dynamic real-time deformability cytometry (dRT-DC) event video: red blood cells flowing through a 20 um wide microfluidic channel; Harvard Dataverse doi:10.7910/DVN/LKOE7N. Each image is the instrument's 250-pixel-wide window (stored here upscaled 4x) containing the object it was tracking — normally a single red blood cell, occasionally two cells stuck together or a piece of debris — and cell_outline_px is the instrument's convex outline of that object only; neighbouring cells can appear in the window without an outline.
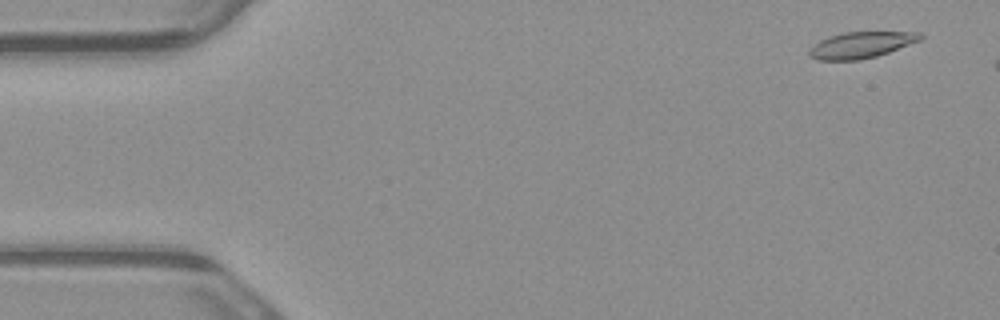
{"species": "common noctule bat (a hibernating species)", "species_latin": "Nyctalus noctula", "temperature_condition": "warm", "stored_images_in_passage": 6, "camera_frame_rate_fps": 3000, "um_per_image_px": 0.085, "animal": {"sex": "male", "body_mass_g": 23.1, "forearm_length_mm": 52.7}, "frame": {"image": 1, "passage_image": 1, "time_ms": 0.0, "image_size_px": [1000, 320], "cell_outline_px": [[924, 40], [876, 56], [860, 60], [816, 60], [808, 56], [808, 52], [812, 44], [828, 36], [844, 32], [920, 32], [924, 36]], "centroid_in_image_um": [73.2, 3.82], "position_along_channel_um": 11.8, "area_um2": 17.28}}
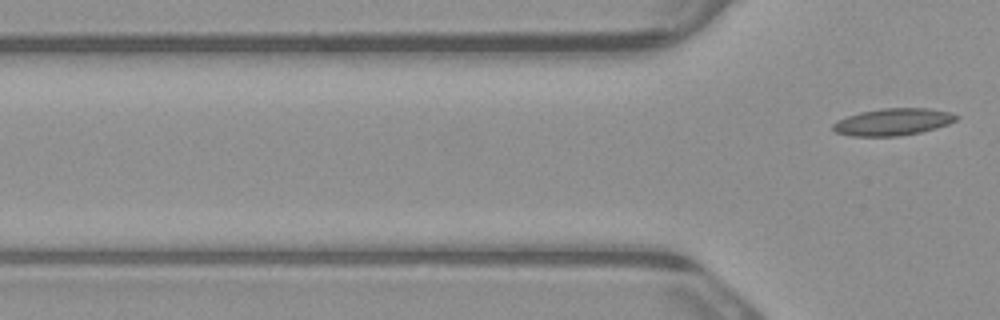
{"frame": {"image": 2, "passage_image": 6, "time_ms": 1.667, "image_size_px": [1000, 320], "cell_outline_px": [[960, 116], [956, 120], [948, 124], [936, 128], [920, 132], [900, 136], [852, 136], [836, 132], [832, 128], [832, 124], [836, 120], [860, 112], [884, 108], [928, 108], [948, 112]], "centroid_in_image_um": [75.89, 10.36], "position_along_channel_um": 49.9, "area_um2": 19.36}}